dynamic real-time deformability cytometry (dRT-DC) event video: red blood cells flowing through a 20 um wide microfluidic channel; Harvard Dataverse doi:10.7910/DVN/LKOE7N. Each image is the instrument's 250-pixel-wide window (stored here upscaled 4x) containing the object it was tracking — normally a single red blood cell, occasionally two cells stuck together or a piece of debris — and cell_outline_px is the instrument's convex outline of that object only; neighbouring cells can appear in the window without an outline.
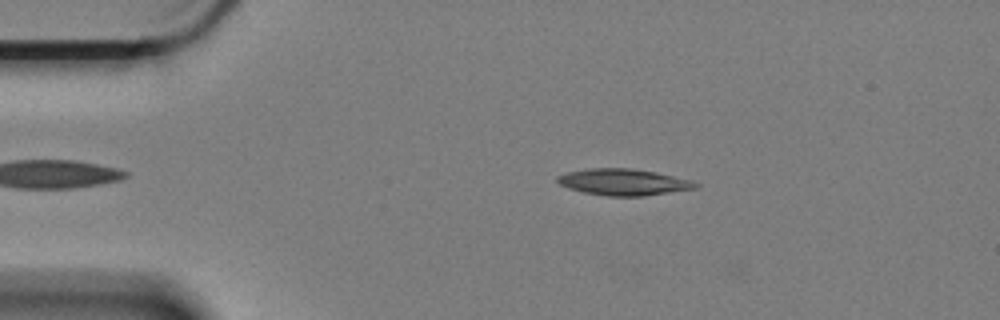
{"species": "Egyptian fruit bat (a non-hibernating species)", "species_latin": "Rousettus aegyptiacus", "temperature_condition": "cold", "stored_images_in_passage": 44, "camera_frame_rate_fps": 3000, "um_per_image_px": 0.085, "animal": {"sex": "female"}, "frame": {"image": 1, "passage_image": 4, "time_ms": 1.0, "image_size_px": [1000, 320], "cell_outline_px": [[700, 184], [696, 188], [644, 196], [604, 196], [584, 192], [568, 188], [560, 184], [556, 180], [556, 176], [568, 172], [592, 168], [632, 168], [656, 172], [692, 180]], "centroid_in_image_um": [53.0, 15.48], "position_along_channel_um": 32.0, "area_um2": 21.27}}
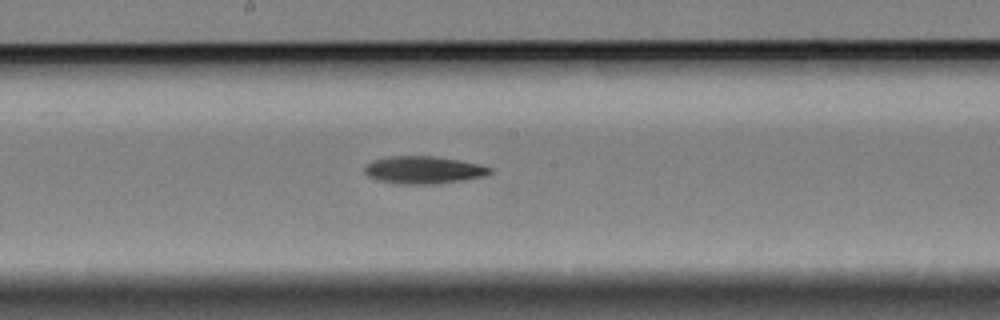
{"frame": {"image": 2, "passage_image": 24, "time_ms": 7.667, "image_size_px": [1000, 320], "cell_outline_px": [[492, 172], [484, 176], [464, 180], [440, 184], [396, 184], [376, 180], [368, 176], [364, 172], [364, 168], [372, 160], [388, 156], [432, 156], [460, 160], [492, 168]], "centroid_in_image_um": [35.97, 14.46], "position_along_channel_um": 212.2, "area_um2": 20.23}}
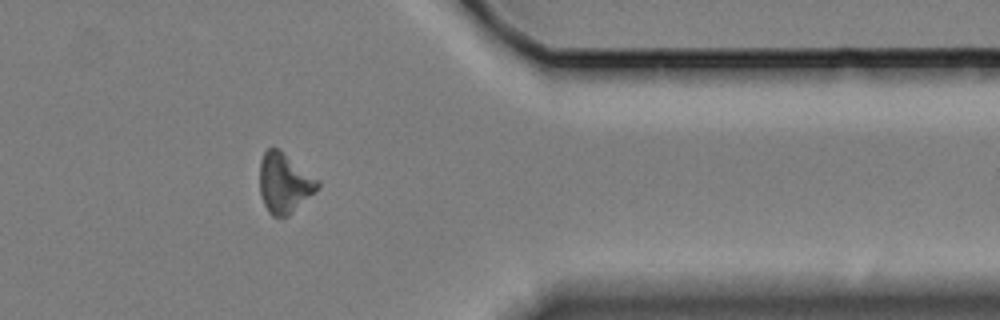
{"frame": {"image": 3, "passage_image": 41, "time_ms": 13.333, "image_size_px": [1000, 320], "cell_outline_px": [[320, 184], [316, 192], [288, 216], [272, 216], [268, 212], [264, 204], [260, 192], [260, 160], [264, 152], [268, 148], [280, 148], [320, 180]], "centroid_in_image_um": [24.19, 15.54], "position_along_channel_um": 387.2, "area_um2": 20.52}, "authors_computed_cell_mechanics": {"area_um2": 19.9988, "velocity_mm_per_s": 3.3579, "shape_relaxation_time_tau1_ms": 8.3773, "shape_relaxation_time_tau2_ms": null, "deformation_change_tau1": 0.1773, "deformation_change_tau2": null}}